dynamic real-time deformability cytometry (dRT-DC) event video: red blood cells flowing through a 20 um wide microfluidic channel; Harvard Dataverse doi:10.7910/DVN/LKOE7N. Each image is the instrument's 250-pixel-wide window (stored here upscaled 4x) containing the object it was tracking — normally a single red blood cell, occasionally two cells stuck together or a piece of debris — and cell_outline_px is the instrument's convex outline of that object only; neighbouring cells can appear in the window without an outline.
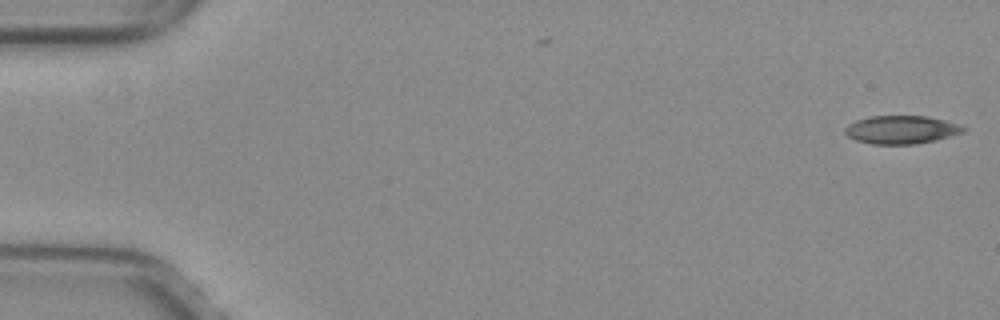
{"species": "common noctule bat (a hibernating species)", "species_latin": "Nyctalus noctula", "temperature_condition": "warm", "stored_images_in_passage": 52, "camera_frame_rate_fps": 3000, "um_per_image_px": 0.085, "animal": {"sex": "female", "body_mass_g": 29.2, "forearm_length_mm": 56.3}, "frame": {"image": 1, "passage_image": 1, "time_ms": 0.0, "image_size_px": [1000, 320], "cell_outline_px": [[968, 128], [964, 132], [936, 140], [912, 144], [872, 144], [856, 140], [848, 136], [844, 132], [844, 128], [848, 124], [856, 120], [868, 116], [928, 116], [944, 120]], "centroid_in_image_um": [76.59, 11.02], "position_along_channel_um": 8.4, "area_um2": 19.42}}
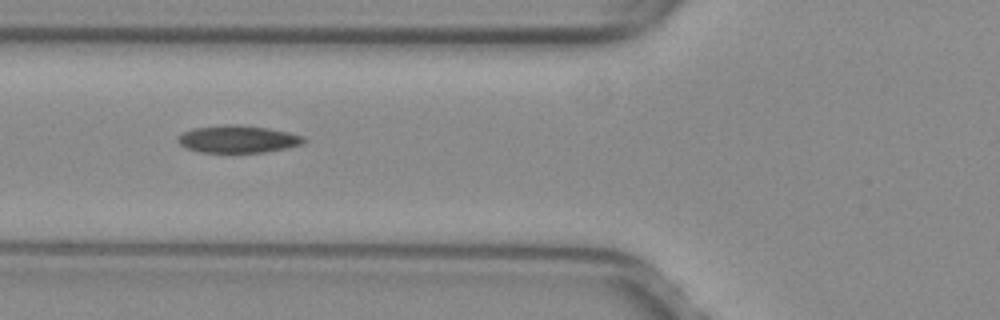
{"frame": {"image": 2, "passage_image": 20, "time_ms": 6.333, "image_size_px": [1000, 320], "cell_outline_px": [[308, 140], [304, 144], [264, 152], [200, 152], [188, 148], [180, 144], [176, 140], [184, 132], [192, 128], [224, 124], [240, 124], [268, 128], [288, 132], [304, 136]], "centroid_in_image_um": [20.25, 11.81], "position_along_channel_um": 105.5, "area_um2": 20.11}}
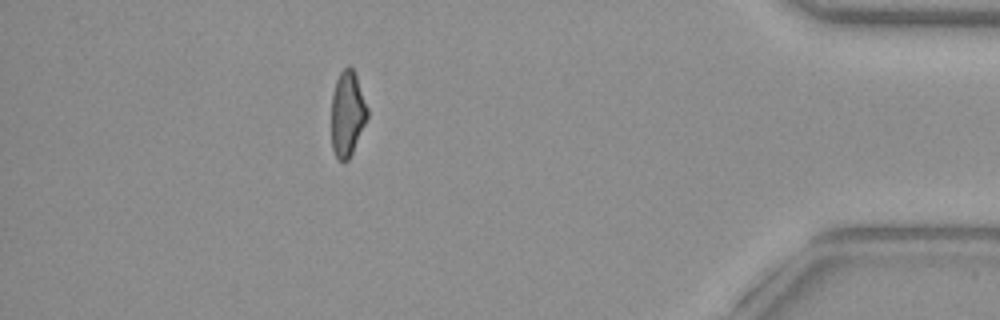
{"frame": {"image": 3, "passage_image": 46, "time_ms": 15.0, "image_size_px": [1000, 320], "cell_outline_px": [[368, 116], [352, 152], [348, 160], [344, 164], [336, 160], [332, 148], [332, 92], [336, 80], [340, 72], [348, 64], [356, 72], [368, 108]], "centroid_in_image_um": [29.52, 9.66], "position_along_channel_um": 405.7, "area_um2": 18.15}, "authors_computed_cell_mechanics": {"area_um2": 19.7098, "velocity_mm_per_s": 4.0157, "shape_relaxation_time_tau1_ms": null, "shape_relaxation_time_tau2_ms": 4.1428, "deformation_change_tau1": null, "deformation_change_tau2": 0.1266}}